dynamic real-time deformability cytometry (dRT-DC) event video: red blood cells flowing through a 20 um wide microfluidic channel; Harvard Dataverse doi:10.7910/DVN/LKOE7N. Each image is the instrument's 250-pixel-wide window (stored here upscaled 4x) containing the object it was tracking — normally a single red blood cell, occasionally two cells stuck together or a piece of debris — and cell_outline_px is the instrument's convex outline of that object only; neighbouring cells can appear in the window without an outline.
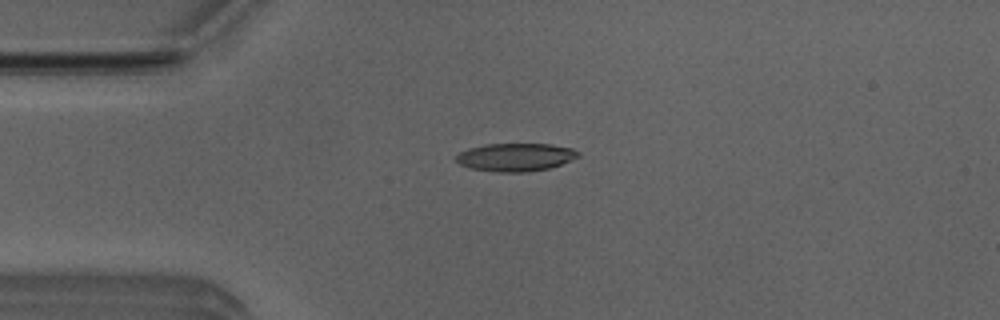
{"species": "Egyptian fruit bat (a non-hibernating species)", "species_latin": "Rousettus aegyptiacus", "temperature_condition": "room temperature", "stored_images_in_passage": 2, "camera_frame_rate_fps": 3000, "um_per_image_px": 0.085, "animal": {"sex": "male"}, "frame": {"image": 1, "passage_image": 1, "time_ms": 0.0, "image_size_px": [1000, 320], "cell_outline_px": [[580, 156], [560, 164], [548, 168], [528, 172], [500, 172], [468, 168], [460, 164], [456, 160], [456, 156], [460, 152], [468, 148], [484, 144], [552, 144], [572, 148], [580, 152]], "centroid_in_image_um": [43.81, 13.35], "position_along_channel_um": 41.2, "area_um2": 19.94}}